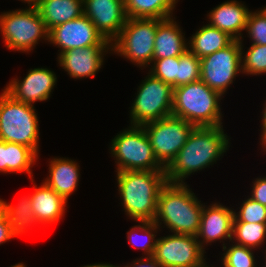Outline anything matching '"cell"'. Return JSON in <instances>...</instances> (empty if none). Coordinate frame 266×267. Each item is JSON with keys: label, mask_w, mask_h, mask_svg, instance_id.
<instances>
[{"label": "cell", "mask_w": 266, "mask_h": 267, "mask_svg": "<svg viewBox=\"0 0 266 267\" xmlns=\"http://www.w3.org/2000/svg\"><path fill=\"white\" fill-rule=\"evenodd\" d=\"M223 126L195 127L176 157L165 168L169 183L185 182L191 174L212 166L229 149L230 138Z\"/></svg>", "instance_id": "1"}, {"label": "cell", "mask_w": 266, "mask_h": 267, "mask_svg": "<svg viewBox=\"0 0 266 267\" xmlns=\"http://www.w3.org/2000/svg\"><path fill=\"white\" fill-rule=\"evenodd\" d=\"M190 189L186 183L169 182L161 188L154 219L159 228H169L175 234L197 235L204 204Z\"/></svg>", "instance_id": "2"}, {"label": "cell", "mask_w": 266, "mask_h": 267, "mask_svg": "<svg viewBox=\"0 0 266 267\" xmlns=\"http://www.w3.org/2000/svg\"><path fill=\"white\" fill-rule=\"evenodd\" d=\"M116 177L121 205L128 218L154 221L159 192L167 183L165 171H120Z\"/></svg>", "instance_id": "3"}, {"label": "cell", "mask_w": 266, "mask_h": 267, "mask_svg": "<svg viewBox=\"0 0 266 267\" xmlns=\"http://www.w3.org/2000/svg\"><path fill=\"white\" fill-rule=\"evenodd\" d=\"M223 96L202 80L174 88L172 115L195 127L222 125L220 102Z\"/></svg>", "instance_id": "4"}, {"label": "cell", "mask_w": 266, "mask_h": 267, "mask_svg": "<svg viewBox=\"0 0 266 267\" xmlns=\"http://www.w3.org/2000/svg\"><path fill=\"white\" fill-rule=\"evenodd\" d=\"M34 105L14 99L4 89L0 95V140L21 144L39 154L40 127Z\"/></svg>", "instance_id": "5"}, {"label": "cell", "mask_w": 266, "mask_h": 267, "mask_svg": "<svg viewBox=\"0 0 266 267\" xmlns=\"http://www.w3.org/2000/svg\"><path fill=\"white\" fill-rule=\"evenodd\" d=\"M25 9L1 12L0 34L9 50L31 52L41 39L49 41L47 29L34 4Z\"/></svg>", "instance_id": "6"}, {"label": "cell", "mask_w": 266, "mask_h": 267, "mask_svg": "<svg viewBox=\"0 0 266 267\" xmlns=\"http://www.w3.org/2000/svg\"><path fill=\"white\" fill-rule=\"evenodd\" d=\"M116 171H165L156 159L142 126L130 125L117 133L110 145Z\"/></svg>", "instance_id": "7"}, {"label": "cell", "mask_w": 266, "mask_h": 267, "mask_svg": "<svg viewBox=\"0 0 266 267\" xmlns=\"http://www.w3.org/2000/svg\"><path fill=\"white\" fill-rule=\"evenodd\" d=\"M162 19L127 18L119 35L111 42V51L146 68L153 61L157 25Z\"/></svg>", "instance_id": "8"}, {"label": "cell", "mask_w": 266, "mask_h": 267, "mask_svg": "<svg viewBox=\"0 0 266 267\" xmlns=\"http://www.w3.org/2000/svg\"><path fill=\"white\" fill-rule=\"evenodd\" d=\"M137 88L130 108V123L142 126L172 115L174 88L149 72Z\"/></svg>", "instance_id": "9"}, {"label": "cell", "mask_w": 266, "mask_h": 267, "mask_svg": "<svg viewBox=\"0 0 266 267\" xmlns=\"http://www.w3.org/2000/svg\"><path fill=\"white\" fill-rule=\"evenodd\" d=\"M158 162L166 168L186 143L194 125L173 115L142 125Z\"/></svg>", "instance_id": "10"}, {"label": "cell", "mask_w": 266, "mask_h": 267, "mask_svg": "<svg viewBox=\"0 0 266 267\" xmlns=\"http://www.w3.org/2000/svg\"><path fill=\"white\" fill-rule=\"evenodd\" d=\"M241 48V41L234 40L226 48L201 58L200 80L223 96L242 73Z\"/></svg>", "instance_id": "11"}, {"label": "cell", "mask_w": 266, "mask_h": 267, "mask_svg": "<svg viewBox=\"0 0 266 267\" xmlns=\"http://www.w3.org/2000/svg\"><path fill=\"white\" fill-rule=\"evenodd\" d=\"M196 236L169 234L157 238L153 257L163 267H210Z\"/></svg>", "instance_id": "12"}, {"label": "cell", "mask_w": 266, "mask_h": 267, "mask_svg": "<svg viewBox=\"0 0 266 267\" xmlns=\"http://www.w3.org/2000/svg\"><path fill=\"white\" fill-rule=\"evenodd\" d=\"M49 43L60 48L59 54L75 48L92 45H111L83 14L81 17L58 25L49 31Z\"/></svg>", "instance_id": "13"}, {"label": "cell", "mask_w": 266, "mask_h": 267, "mask_svg": "<svg viewBox=\"0 0 266 267\" xmlns=\"http://www.w3.org/2000/svg\"><path fill=\"white\" fill-rule=\"evenodd\" d=\"M56 82L54 71L38 67L30 69L22 80L14 78L9 81L4 90L16 100L34 105L37 101H46L51 97Z\"/></svg>", "instance_id": "14"}, {"label": "cell", "mask_w": 266, "mask_h": 267, "mask_svg": "<svg viewBox=\"0 0 266 267\" xmlns=\"http://www.w3.org/2000/svg\"><path fill=\"white\" fill-rule=\"evenodd\" d=\"M84 15L105 39L112 42L124 27V0H83Z\"/></svg>", "instance_id": "15"}, {"label": "cell", "mask_w": 266, "mask_h": 267, "mask_svg": "<svg viewBox=\"0 0 266 267\" xmlns=\"http://www.w3.org/2000/svg\"><path fill=\"white\" fill-rule=\"evenodd\" d=\"M233 220L234 208H229L219 202H214L208 205V207L204 203L199 231L196 235L201 247L205 249V246L211 245L212 242L218 240H220V243L223 242L222 247L228 244L225 242L229 241L230 244Z\"/></svg>", "instance_id": "16"}, {"label": "cell", "mask_w": 266, "mask_h": 267, "mask_svg": "<svg viewBox=\"0 0 266 267\" xmlns=\"http://www.w3.org/2000/svg\"><path fill=\"white\" fill-rule=\"evenodd\" d=\"M110 51V52H109ZM111 53V45H92L75 48L58 54V64L73 79L96 76L104 64V57Z\"/></svg>", "instance_id": "17"}, {"label": "cell", "mask_w": 266, "mask_h": 267, "mask_svg": "<svg viewBox=\"0 0 266 267\" xmlns=\"http://www.w3.org/2000/svg\"><path fill=\"white\" fill-rule=\"evenodd\" d=\"M237 0L225 1L207 14L209 25L227 33L234 40L242 41L250 10Z\"/></svg>", "instance_id": "18"}, {"label": "cell", "mask_w": 266, "mask_h": 267, "mask_svg": "<svg viewBox=\"0 0 266 267\" xmlns=\"http://www.w3.org/2000/svg\"><path fill=\"white\" fill-rule=\"evenodd\" d=\"M30 194L33 214L41 225L49 226L64 217L67 201L50 188L44 181L39 187L34 183ZM49 224V225H47Z\"/></svg>", "instance_id": "19"}, {"label": "cell", "mask_w": 266, "mask_h": 267, "mask_svg": "<svg viewBox=\"0 0 266 267\" xmlns=\"http://www.w3.org/2000/svg\"><path fill=\"white\" fill-rule=\"evenodd\" d=\"M49 162V175L44 182L67 202L78 188L80 167L78 162L68 158L54 157Z\"/></svg>", "instance_id": "20"}, {"label": "cell", "mask_w": 266, "mask_h": 267, "mask_svg": "<svg viewBox=\"0 0 266 267\" xmlns=\"http://www.w3.org/2000/svg\"><path fill=\"white\" fill-rule=\"evenodd\" d=\"M175 20V17L168 18L157 25L153 59L179 57L188 49L185 33L182 32L180 25Z\"/></svg>", "instance_id": "21"}, {"label": "cell", "mask_w": 266, "mask_h": 267, "mask_svg": "<svg viewBox=\"0 0 266 267\" xmlns=\"http://www.w3.org/2000/svg\"><path fill=\"white\" fill-rule=\"evenodd\" d=\"M38 157L39 155L27 146L0 140V173L26 172L34 183L31 168Z\"/></svg>", "instance_id": "22"}, {"label": "cell", "mask_w": 266, "mask_h": 267, "mask_svg": "<svg viewBox=\"0 0 266 267\" xmlns=\"http://www.w3.org/2000/svg\"><path fill=\"white\" fill-rule=\"evenodd\" d=\"M34 5L49 31L84 14L83 0H39Z\"/></svg>", "instance_id": "23"}, {"label": "cell", "mask_w": 266, "mask_h": 267, "mask_svg": "<svg viewBox=\"0 0 266 267\" xmlns=\"http://www.w3.org/2000/svg\"><path fill=\"white\" fill-rule=\"evenodd\" d=\"M233 41L234 39L227 33L205 24L193 33L188 41V49L201 59L226 48Z\"/></svg>", "instance_id": "24"}, {"label": "cell", "mask_w": 266, "mask_h": 267, "mask_svg": "<svg viewBox=\"0 0 266 267\" xmlns=\"http://www.w3.org/2000/svg\"><path fill=\"white\" fill-rule=\"evenodd\" d=\"M178 0H124L127 18H172Z\"/></svg>", "instance_id": "25"}, {"label": "cell", "mask_w": 266, "mask_h": 267, "mask_svg": "<svg viewBox=\"0 0 266 267\" xmlns=\"http://www.w3.org/2000/svg\"><path fill=\"white\" fill-rule=\"evenodd\" d=\"M21 198L17 205L6 202V217L16 236L28 233L30 226L39 224L33 214L30 194Z\"/></svg>", "instance_id": "26"}, {"label": "cell", "mask_w": 266, "mask_h": 267, "mask_svg": "<svg viewBox=\"0 0 266 267\" xmlns=\"http://www.w3.org/2000/svg\"><path fill=\"white\" fill-rule=\"evenodd\" d=\"M265 240L266 223L233 222L231 242L256 250L261 249Z\"/></svg>", "instance_id": "27"}, {"label": "cell", "mask_w": 266, "mask_h": 267, "mask_svg": "<svg viewBox=\"0 0 266 267\" xmlns=\"http://www.w3.org/2000/svg\"><path fill=\"white\" fill-rule=\"evenodd\" d=\"M160 230L158 225L154 221H138V225L132 226V228L126 233L128 242L131 246H135L137 249H141L146 256H153L155 252V246L157 241V232ZM141 233V234H139ZM141 238H140V236ZM139 238H137V236ZM156 237V238H155ZM143 238V243L140 239ZM146 238V239H145Z\"/></svg>", "instance_id": "28"}, {"label": "cell", "mask_w": 266, "mask_h": 267, "mask_svg": "<svg viewBox=\"0 0 266 267\" xmlns=\"http://www.w3.org/2000/svg\"><path fill=\"white\" fill-rule=\"evenodd\" d=\"M241 41L242 74L263 75L266 74V45L253 44L244 51Z\"/></svg>", "instance_id": "29"}, {"label": "cell", "mask_w": 266, "mask_h": 267, "mask_svg": "<svg viewBox=\"0 0 266 267\" xmlns=\"http://www.w3.org/2000/svg\"><path fill=\"white\" fill-rule=\"evenodd\" d=\"M231 243L223 247L222 267H258L254 255L255 250L233 242Z\"/></svg>", "instance_id": "30"}, {"label": "cell", "mask_w": 266, "mask_h": 267, "mask_svg": "<svg viewBox=\"0 0 266 267\" xmlns=\"http://www.w3.org/2000/svg\"><path fill=\"white\" fill-rule=\"evenodd\" d=\"M200 80V58L187 49L179 56L177 87Z\"/></svg>", "instance_id": "31"}, {"label": "cell", "mask_w": 266, "mask_h": 267, "mask_svg": "<svg viewBox=\"0 0 266 267\" xmlns=\"http://www.w3.org/2000/svg\"><path fill=\"white\" fill-rule=\"evenodd\" d=\"M179 57H166L163 59H153L148 71L155 78L177 87Z\"/></svg>", "instance_id": "32"}, {"label": "cell", "mask_w": 266, "mask_h": 267, "mask_svg": "<svg viewBox=\"0 0 266 267\" xmlns=\"http://www.w3.org/2000/svg\"><path fill=\"white\" fill-rule=\"evenodd\" d=\"M242 202L239 211L234 210L233 222L266 223V206L249 196Z\"/></svg>", "instance_id": "33"}, {"label": "cell", "mask_w": 266, "mask_h": 267, "mask_svg": "<svg viewBox=\"0 0 266 267\" xmlns=\"http://www.w3.org/2000/svg\"><path fill=\"white\" fill-rule=\"evenodd\" d=\"M245 31L251 43L266 45V15L261 9L250 12Z\"/></svg>", "instance_id": "34"}, {"label": "cell", "mask_w": 266, "mask_h": 267, "mask_svg": "<svg viewBox=\"0 0 266 267\" xmlns=\"http://www.w3.org/2000/svg\"><path fill=\"white\" fill-rule=\"evenodd\" d=\"M250 198L266 206V176L262 175L253 180Z\"/></svg>", "instance_id": "35"}, {"label": "cell", "mask_w": 266, "mask_h": 267, "mask_svg": "<svg viewBox=\"0 0 266 267\" xmlns=\"http://www.w3.org/2000/svg\"><path fill=\"white\" fill-rule=\"evenodd\" d=\"M16 237L9 224L8 218L6 216L0 218V245Z\"/></svg>", "instance_id": "36"}, {"label": "cell", "mask_w": 266, "mask_h": 267, "mask_svg": "<svg viewBox=\"0 0 266 267\" xmlns=\"http://www.w3.org/2000/svg\"><path fill=\"white\" fill-rule=\"evenodd\" d=\"M133 262V263H132ZM123 267H163L153 256H142Z\"/></svg>", "instance_id": "37"}, {"label": "cell", "mask_w": 266, "mask_h": 267, "mask_svg": "<svg viewBox=\"0 0 266 267\" xmlns=\"http://www.w3.org/2000/svg\"><path fill=\"white\" fill-rule=\"evenodd\" d=\"M263 106H264L263 107L264 109H262L263 111H262V116H261L262 117L261 118L262 119L261 120V122H262L261 125L262 126H261V129H260L261 130L260 131L261 132L260 143L263 142L266 139V101H265Z\"/></svg>", "instance_id": "38"}, {"label": "cell", "mask_w": 266, "mask_h": 267, "mask_svg": "<svg viewBox=\"0 0 266 267\" xmlns=\"http://www.w3.org/2000/svg\"><path fill=\"white\" fill-rule=\"evenodd\" d=\"M81 267H122V266H119V265H113V264H110V263H95V264H90V265H84V266H81Z\"/></svg>", "instance_id": "39"}, {"label": "cell", "mask_w": 266, "mask_h": 267, "mask_svg": "<svg viewBox=\"0 0 266 267\" xmlns=\"http://www.w3.org/2000/svg\"><path fill=\"white\" fill-rule=\"evenodd\" d=\"M6 202L0 198V218L6 216Z\"/></svg>", "instance_id": "40"}, {"label": "cell", "mask_w": 266, "mask_h": 267, "mask_svg": "<svg viewBox=\"0 0 266 267\" xmlns=\"http://www.w3.org/2000/svg\"><path fill=\"white\" fill-rule=\"evenodd\" d=\"M10 267H26V264H24L23 262L22 263H17V264H14V265H11Z\"/></svg>", "instance_id": "41"}, {"label": "cell", "mask_w": 266, "mask_h": 267, "mask_svg": "<svg viewBox=\"0 0 266 267\" xmlns=\"http://www.w3.org/2000/svg\"><path fill=\"white\" fill-rule=\"evenodd\" d=\"M260 145L262 146V149L264 151V153L266 152V139L260 143Z\"/></svg>", "instance_id": "42"}, {"label": "cell", "mask_w": 266, "mask_h": 267, "mask_svg": "<svg viewBox=\"0 0 266 267\" xmlns=\"http://www.w3.org/2000/svg\"><path fill=\"white\" fill-rule=\"evenodd\" d=\"M23 1L24 3H27V4H32V0H21Z\"/></svg>", "instance_id": "43"}, {"label": "cell", "mask_w": 266, "mask_h": 267, "mask_svg": "<svg viewBox=\"0 0 266 267\" xmlns=\"http://www.w3.org/2000/svg\"><path fill=\"white\" fill-rule=\"evenodd\" d=\"M264 258H265V261H264L265 264L262 267H266V248H265V257Z\"/></svg>", "instance_id": "44"}, {"label": "cell", "mask_w": 266, "mask_h": 267, "mask_svg": "<svg viewBox=\"0 0 266 267\" xmlns=\"http://www.w3.org/2000/svg\"><path fill=\"white\" fill-rule=\"evenodd\" d=\"M263 12H264V14L266 15V6L264 7V8H262L261 9Z\"/></svg>", "instance_id": "45"}, {"label": "cell", "mask_w": 266, "mask_h": 267, "mask_svg": "<svg viewBox=\"0 0 266 267\" xmlns=\"http://www.w3.org/2000/svg\"><path fill=\"white\" fill-rule=\"evenodd\" d=\"M37 1H39V0H32V4H35Z\"/></svg>", "instance_id": "46"}]
</instances>
